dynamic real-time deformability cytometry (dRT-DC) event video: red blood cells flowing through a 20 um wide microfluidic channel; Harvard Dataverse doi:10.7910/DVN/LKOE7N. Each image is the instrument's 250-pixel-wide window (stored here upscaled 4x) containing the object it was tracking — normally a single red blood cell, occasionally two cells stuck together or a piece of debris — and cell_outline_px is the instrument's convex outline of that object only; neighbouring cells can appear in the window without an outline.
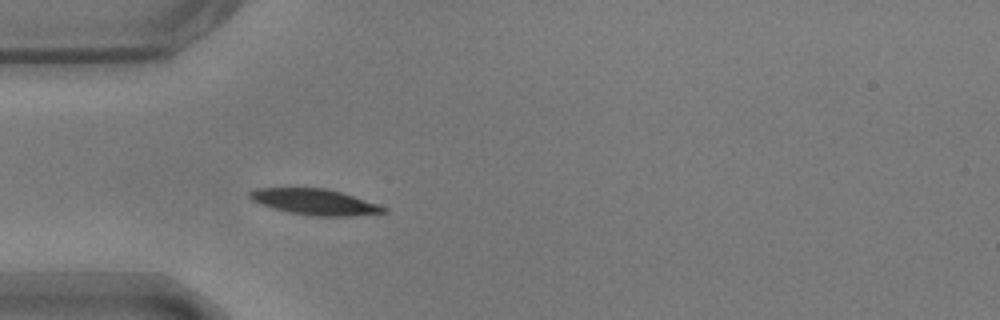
{"species": "common noctule bat (a hibernating species)", "species_latin": "Nyctalus noctula", "temperature_condition": "warm", "stored_images_in_passage": 40, "camera_frame_rate_fps": 3000, "um_per_image_px": 0.085, "animal": {"sex": "male", "body_mass_g": 17.9}, "frame": {"image": 1, "passage_image": 1, "time_ms": 0.0, "image_size_px": [1000, 320], "cell_outline_px": [[388, 212], [352, 216], [316, 216], [288, 212], [272, 208], [260, 204], [252, 200], [248, 196], [248, 192], [256, 188], [324, 188], [340, 192], [388, 208]], "centroid_in_image_um": [26.72, 17.16], "position_along_channel_um": 58.3, "area_um2": 20.0}}
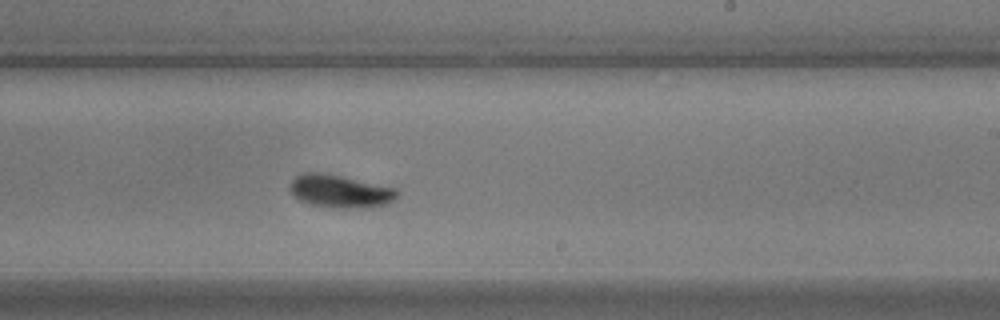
{"frame": {"image": 2, "passage_image": 18, "time_ms": 5.667, "image_size_px": [1000, 320], "cell_outline_px": [[400, 192], [392, 200], [384, 204], [364, 208], [340, 208], [312, 204], [300, 200], [292, 192], [292, 180], [296, 176], [304, 172], [324, 172], [396, 188]], "centroid_in_image_um": [28.93, 16.24], "position_along_channel_um": 260.1, "area_um2": 20.17}}
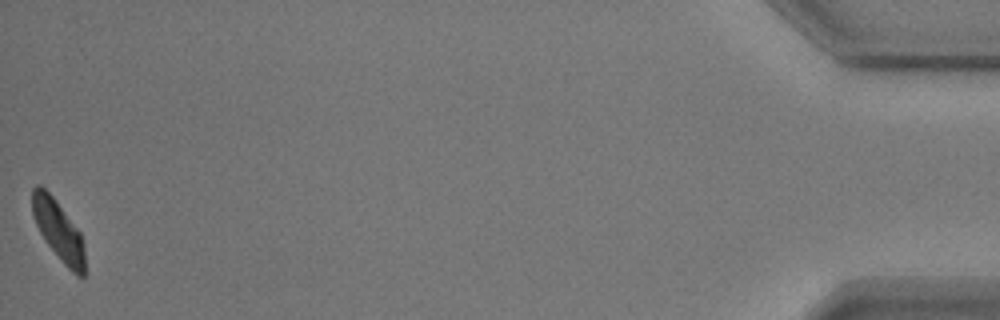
{"frame": {"image": 3, "passage_image": 40, "time_ms": 13.0, "image_size_px": [1000, 320], "cell_outline_px": [[84, 276], [76, 276], [60, 260], [48, 244], [40, 232], [32, 216], [32, 188], [36, 184], [40, 184], [56, 200], [80, 232], [84, 244]], "centroid_in_image_um": [4.95, 19.56], "position_along_channel_um": 430.2, "area_um2": 18.26}, "authors_computed_cell_mechanics": {"area_um2": 19.9699, "velocity_mm_per_s": 3.6273, "shape_relaxation_time_tau1_ms": 2.9399, "shape_relaxation_time_tau2_ms": 2.6269, "deformation_change_tau1": 0.1767, "deformation_change_tau2": 0.0668}}